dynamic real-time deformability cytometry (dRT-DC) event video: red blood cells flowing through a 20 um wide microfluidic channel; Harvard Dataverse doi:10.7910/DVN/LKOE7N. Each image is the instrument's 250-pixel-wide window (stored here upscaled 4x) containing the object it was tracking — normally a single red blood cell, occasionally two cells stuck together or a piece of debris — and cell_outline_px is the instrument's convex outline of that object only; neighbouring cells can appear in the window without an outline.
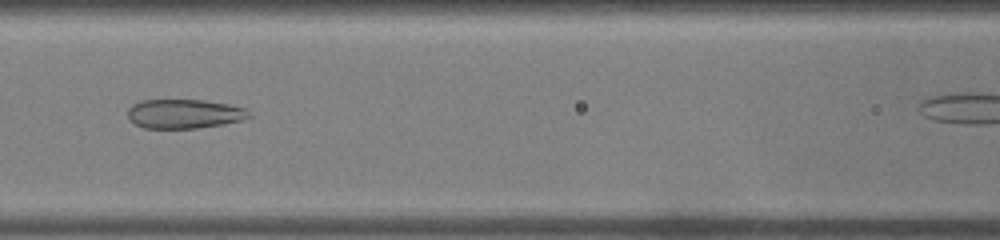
{"species": "common noctule bat (a hibernating species)", "species_latin": "Nyctalus noctula", "temperature_condition": "warm", "stored_images_in_passage": 29, "camera_frame_rate_fps": 3000, "um_per_image_px": 0.085, "animal": {"sex": "male", "body_mass_g": 19.0, "forearm_length_mm": 50.8}, "frame": {"image": 1, "passage_image": 11, "time_ms": 3.333, "image_size_px": [1000, 240], "cell_outline_px": [[252, 116], [240, 120], [224, 124], [196, 128], [144, 128], [128, 120], [128, 108], [132, 104], [140, 100], [204, 100], [228, 104], [244, 108]], "centroid_in_image_um": [15.62, 9.67], "position_along_channel_um": 151.0, "area_um2": 20.63}}
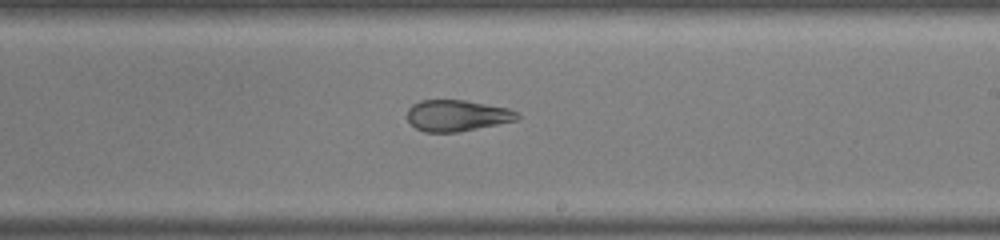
{"frame": {"image": 2, "passage_image": 18, "time_ms": 5.667, "image_size_px": [1000, 240], "cell_outline_px": [[520, 116], [516, 120], [460, 132], [424, 132], [416, 128], [408, 120], [408, 108], [412, 104], [420, 100], [464, 100], [508, 108], [516, 112]], "centroid_in_image_um": [38.82, 9.82], "position_along_channel_um": 250.2, "area_um2": 19.94}}
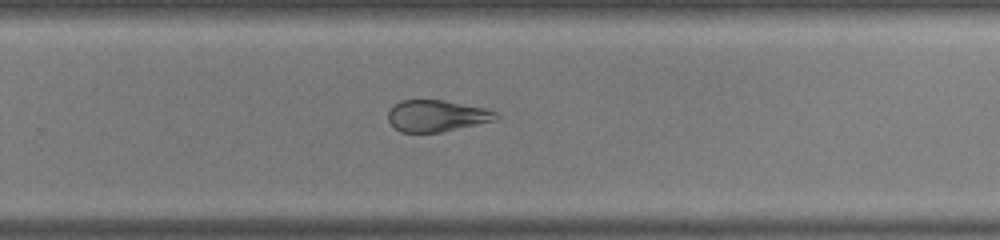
{"frame": {"image": 3, "passage_image": 21, "time_ms": 6.667, "image_size_px": [1000, 240], "cell_outline_px": [[500, 116], [496, 120], [440, 132], [400, 132], [388, 120], [388, 112], [400, 100], [444, 100], [484, 108], [496, 112]], "centroid_in_image_um": [37.13, 9.84], "position_along_channel_um": 292.7, "area_um2": 19.59}}